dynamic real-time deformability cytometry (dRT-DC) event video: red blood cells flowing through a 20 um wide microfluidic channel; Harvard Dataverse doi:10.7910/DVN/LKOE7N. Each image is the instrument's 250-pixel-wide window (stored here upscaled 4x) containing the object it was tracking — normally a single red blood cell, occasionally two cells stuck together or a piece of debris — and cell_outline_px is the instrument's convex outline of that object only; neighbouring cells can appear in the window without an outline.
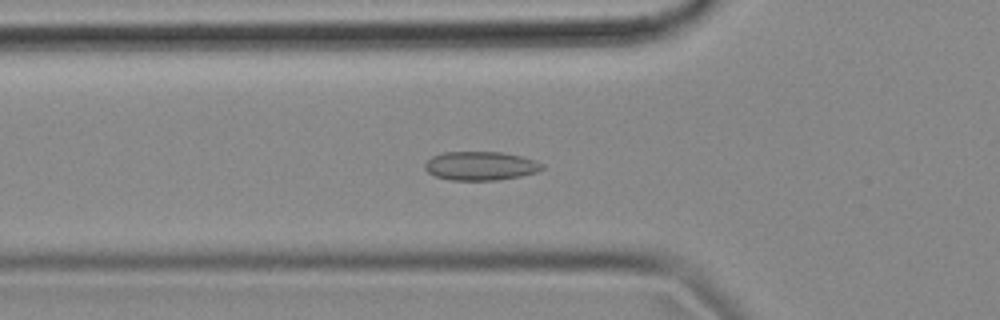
{"species": "common noctule bat (a hibernating species)", "species_latin": "Nyctalus noctula", "temperature_condition": "cold", "stored_images_in_passage": 54, "camera_frame_rate_fps": 3000, "um_per_image_px": 0.085, "animal": {"sex": "female", "body_mass_g": 18.4}, "frame": {"image": 1, "passage_image": 18, "time_ms": 5.667, "image_size_px": [1000, 320], "cell_outline_px": [[544, 168], [536, 172], [520, 176], [496, 180], [452, 180], [436, 176], [428, 172], [424, 168], [424, 164], [432, 156], [444, 152], [500, 152], [520, 156], [544, 164]], "centroid_in_image_um": [40.83, 14.1], "position_along_channel_um": 85.0, "area_um2": 19.48}}
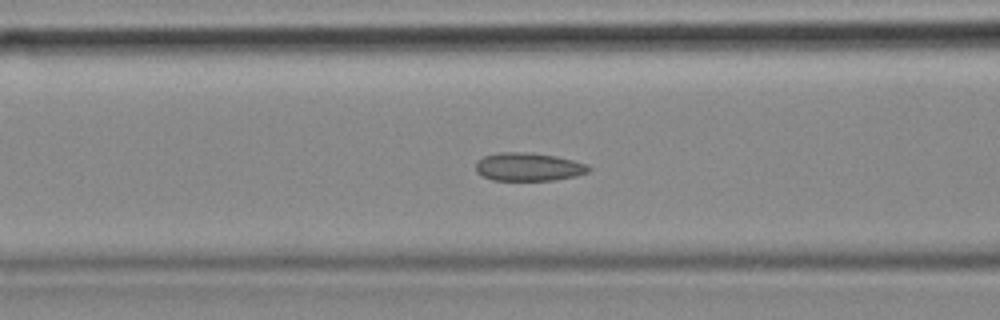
{"frame": {"image": 2, "passage_image": 21, "time_ms": 6.667, "image_size_px": [1000, 320], "cell_outline_px": [[592, 168], [588, 172], [576, 176], [552, 180], [492, 180], [476, 172], [476, 160], [484, 156], [496, 152], [524, 152], [556, 156], [588, 164]], "centroid_in_image_um": [44.91, 14.18], "position_along_channel_um": 121.7, "area_um2": 18.61}}
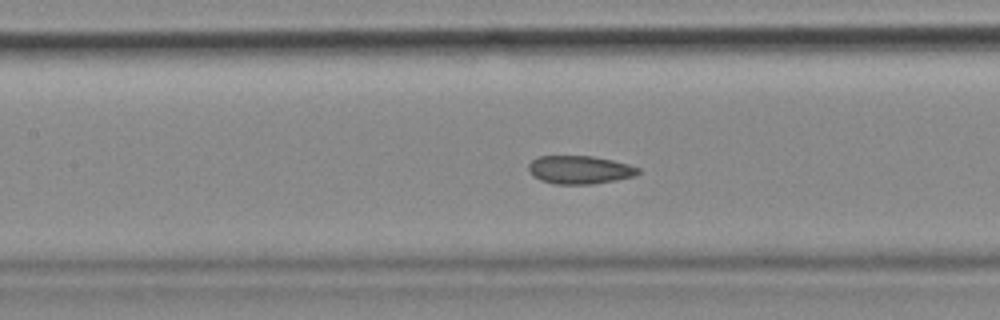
{"frame": {"image": 3, "passage_image": 24, "time_ms": 7.667, "image_size_px": [1000, 320], "cell_outline_px": [[640, 172], [636, 176], [592, 184], [556, 184], [540, 180], [532, 176], [528, 168], [528, 164], [532, 160], [540, 156], [592, 156], [612, 160], [628, 164], [640, 168]], "centroid_in_image_um": [49.27, 14.43], "position_along_channel_um": 158.1, "area_um2": 18.03}, "authors_computed_cell_mechanics": {"area_um2": 18.8428, "velocity_mm_per_s": 3.6423, "shape_relaxation_time_tau1_ms": null, "shape_relaxation_time_tau2_ms": 1.6064, "deformation_change_tau1": null, "deformation_change_tau2": 0.0728}}